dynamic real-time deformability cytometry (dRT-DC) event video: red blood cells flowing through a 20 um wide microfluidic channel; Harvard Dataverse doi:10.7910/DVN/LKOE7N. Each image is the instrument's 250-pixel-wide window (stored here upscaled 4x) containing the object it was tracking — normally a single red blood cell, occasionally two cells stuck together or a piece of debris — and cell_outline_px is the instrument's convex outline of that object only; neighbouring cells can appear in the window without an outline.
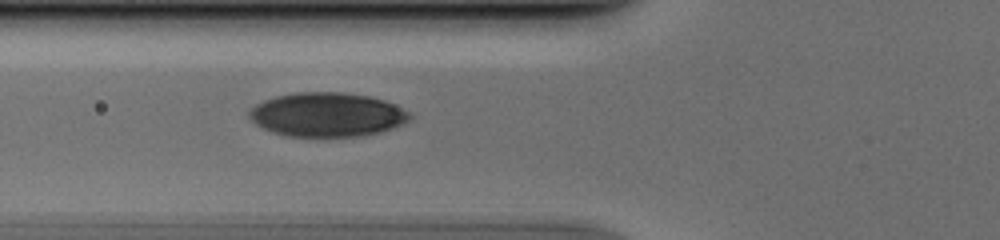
{"species": "human", "species_latin": "Homo sapiens", "temperature_condition": "cold", "stored_images_in_passage": 30, "camera_frame_rate_fps": 3000, "um_per_image_px": 0.085, "donor": {"sex": "male"}, "frame": {"image": 1, "passage_image": 3, "time_ms": 0.667, "image_size_px": [1000, 240], "cell_outline_px": [[412, 116], [408, 120], [392, 128], [380, 132], [360, 136], [284, 136], [272, 132], [256, 124], [248, 116], [248, 112], [256, 104], [264, 100], [276, 96], [296, 92], [344, 92], [368, 96], [384, 100], [408, 112]], "centroid_in_image_um": [27.76, 9.74], "position_along_channel_um": 98.0, "area_um2": 40.98}}
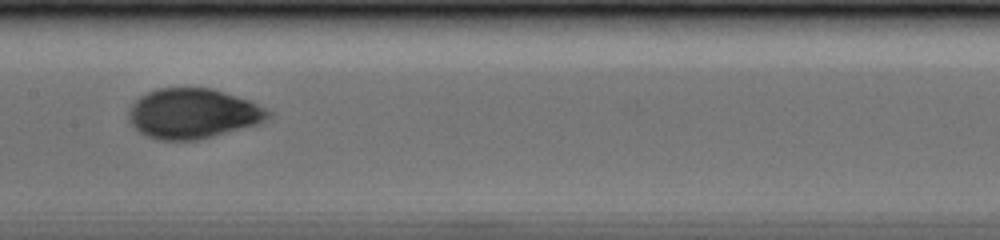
{"frame": {"image": 2, "passage_image": 10, "time_ms": 3.0, "image_size_px": [1000, 240], "cell_outline_px": [[272, 116], [260, 124], [196, 140], [160, 140], [148, 136], [140, 132], [128, 120], [128, 108], [140, 96], [156, 88], [212, 88], [252, 100], [272, 112]], "centroid_in_image_um": [16.43, 9.64], "position_along_channel_um": 191.0, "area_um2": 40.92}}
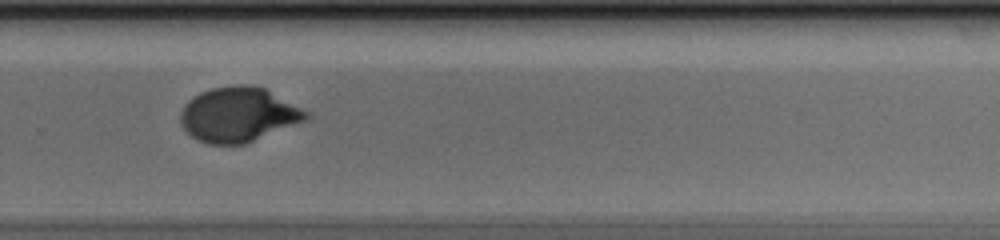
{"frame": {"image": 3, "passage_image": 19, "time_ms": 6.0, "image_size_px": [1000, 240], "cell_outline_px": [[312, 116], [308, 120], [244, 144], [208, 144], [196, 140], [180, 124], [180, 112], [184, 104], [192, 96], [200, 92], [212, 88], [236, 84], [244, 84], [264, 88], [308, 112]], "centroid_in_image_um": [20.24, 9.74], "position_along_channel_um": 309.6, "area_um2": 40.06}}